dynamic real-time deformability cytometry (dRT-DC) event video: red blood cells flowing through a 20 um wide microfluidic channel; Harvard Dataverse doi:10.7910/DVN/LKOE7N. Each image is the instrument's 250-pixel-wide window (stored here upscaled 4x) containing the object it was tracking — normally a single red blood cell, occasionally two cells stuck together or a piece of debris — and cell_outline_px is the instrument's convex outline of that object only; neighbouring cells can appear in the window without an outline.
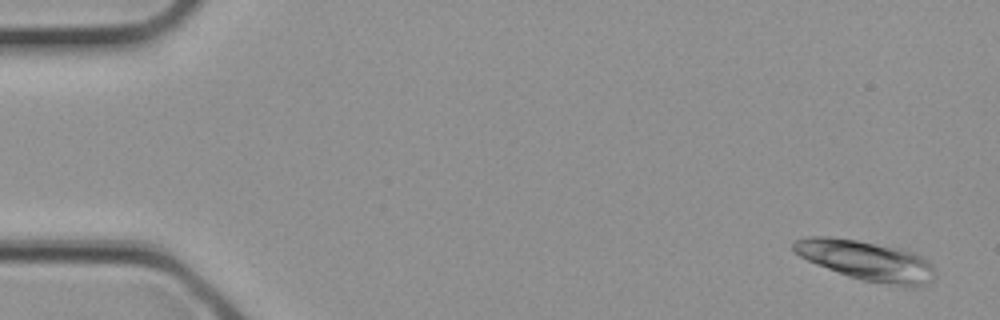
{"species": "common noctule bat (a hibernating species)", "species_latin": "Nyctalus noctula", "temperature_condition": "cold", "stored_images_in_passage": 3, "camera_frame_rate_fps": 3000, "um_per_image_px": 0.085, "animal": {"sex": "female", "body_mass_g": 21.9}, "frame": {"image": 1, "passage_image": 1, "time_ms": 0.0, "image_size_px": [1000, 320], "cell_outline_px": [[932, 280], [924, 284], [912, 288], [864, 280], [848, 276], [816, 264], [800, 256], [792, 248], [792, 244], [796, 240], [808, 236], [832, 236], [856, 240], [896, 248], [912, 252], [920, 256], [932, 264]], "centroid_in_image_um": [73.6, 22.14], "position_along_channel_um": 11.4, "area_um2": 32.31}}